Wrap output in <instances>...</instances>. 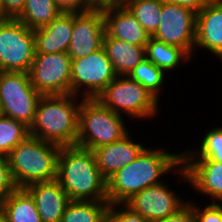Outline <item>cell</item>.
Returning a JSON list of instances; mask_svg holds the SVG:
<instances>
[{
  "label": "cell",
  "instance_id": "5b68a950",
  "mask_svg": "<svg viewBox=\"0 0 222 222\" xmlns=\"http://www.w3.org/2000/svg\"><path fill=\"white\" fill-rule=\"evenodd\" d=\"M124 116L116 114L96 98H83L79 110L76 145L94 150L111 144L129 133Z\"/></svg>",
  "mask_w": 222,
  "mask_h": 222
},
{
  "label": "cell",
  "instance_id": "603a6c76",
  "mask_svg": "<svg viewBox=\"0 0 222 222\" xmlns=\"http://www.w3.org/2000/svg\"><path fill=\"white\" fill-rule=\"evenodd\" d=\"M61 12L54 0H26L22 13L17 18L28 28L35 30L51 23Z\"/></svg>",
  "mask_w": 222,
  "mask_h": 222
},
{
  "label": "cell",
  "instance_id": "484cf974",
  "mask_svg": "<svg viewBox=\"0 0 222 222\" xmlns=\"http://www.w3.org/2000/svg\"><path fill=\"white\" fill-rule=\"evenodd\" d=\"M128 76L144 86L150 94L160 101L159 96L162 95L161 90L165 89L163 85L166 86L164 83H166L167 79V75L163 70L145 58Z\"/></svg>",
  "mask_w": 222,
  "mask_h": 222
},
{
  "label": "cell",
  "instance_id": "9a60e30c",
  "mask_svg": "<svg viewBox=\"0 0 222 222\" xmlns=\"http://www.w3.org/2000/svg\"><path fill=\"white\" fill-rule=\"evenodd\" d=\"M129 132L122 139L92 150L101 175L108 181L121 168L132 163L146 148L134 141Z\"/></svg>",
  "mask_w": 222,
  "mask_h": 222
},
{
  "label": "cell",
  "instance_id": "44dd1931",
  "mask_svg": "<svg viewBox=\"0 0 222 222\" xmlns=\"http://www.w3.org/2000/svg\"><path fill=\"white\" fill-rule=\"evenodd\" d=\"M0 213L8 222H42L35 200L25 188H17L5 197Z\"/></svg>",
  "mask_w": 222,
  "mask_h": 222
},
{
  "label": "cell",
  "instance_id": "d4e9b609",
  "mask_svg": "<svg viewBox=\"0 0 222 222\" xmlns=\"http://www.w3.org/2000/svg\"><path fill=\"white\" fill-rule=\"evenodd\" d=\"M161 0H126L125 7L152 37L160 25Z\"/></svg>",
  "mask_w": 222,
  "mask_h": 222
},
{
  "label": "cell",
  "instance_id": "277c9868",
  "mask_svg": "<svg viewBox=\"0 0 222 222\" xmlns=\"http://www.w3.org/2000/svg\"><path fill=\"white\" fill-rule=\"evenodd\" d=\"M60 148L57 144L29 135L10 151L7 159L17 188L55 180Z\"/></svg>",
  "mask_w": 222,
  "mask_h": 222
},
{
  "label": "cell",
  "instance_id": "9c48e42d",
  "mask_svg": "<svg viewBox=\"0 0 222 222\" xmlns=\"http://www.w3.org/2000/svg\"><path fill=\"white\" fill-rule=\"evenodd\" d=\"M116 76L102 47L88 56L71 60V94L97 98Z\"/></svg>",
  "mask_w": 222,
  "mask_h": 222
},
{
  "label": "cell",
  "instance_id": "f1b7e54d",
  "mask_svg": "<svg viewBox=\"0 0 222 222\" xmlns=\"http://www.w3.org/2000/svg\"><path fill=\"white\" fill-rule=\"evenodd\" d=\"M104 222H149L125 204H109Z\"/></svg>",
  "mask_w": 222,
  "mask_h": 222
},
{
  "label": "cell",
  "instance_id": "7c38bea8",
  "mask_svg": "<svg viewBox=\"0 0 222 222\" xmlns=\"http://www.w3.org/2000/svg\"><path fill=\"white\" fill-rule=\"evenodd\" d=\"M187 201L186 198L176 194V190L174 191L171 185L164 180L161 183L146 187L124 204L132 211L141 214L146 220L152 221L170 216Z\"/></svg>",
  "mask_w": 222,
  "mask_h": 222
},
{
  "label": "cell",
  "instance_id": "2e32d148",
  "mask_svg": "<svg viewBox=\"0 0 222 222\" xmlns=\"http://www.w3.org/2000/svg\"><path fill=\"white\" fill-rule=\"evenodd\" d=\"M198 48L222 59V0L207 2L196 14L194 53Z\"/></svg>",
  "mask_w": 222,
  "mask_h": 222
},
{
  "label": "cell",
  "instance_id": "30bf717a",
  "mask_svg": "<svg viewBox=\"0 0 222 222\" xmlns=\"http://www.w3.org/2000/svg\"><path fill=\"white\" fill-rule=\"evenodd\" d=\"M28 74L41 95L71 94V58L67 52L35 53Z\"/></svg>",
  "mask_w": 222,
  "mask_h": 222
},
{
  "label": "cell",
  "instance_id": "f35d334b",
  "mask_svg": "<svg viewBox=\"0 0 222 222\" xmlns=\"http://www.w3.org/2000/svg\"><path fill=\"white\" fill-rule=\"evenodd\" d=\"M206 2H216V1H219V0H205Z\"/></svg>",
  "mask_w": 222,
  "mask_h": 222
},
{
  "label": "cell",
  "instance_id": "4dcf8cb0",
  "mask_svg": "<svg viewBox=\"0 0 222 222\" xmlns=\"http://www.w3.org/2000/svg\"><path fill=\"white\" fill-rule=\"evenodd\" d=\"M16 189L17 186L11 175L8 159L5 156H0V203Z\"/></svg>",
  "mask_w": 222,
  "mask_h": 222
},
{
  "label": "cell",
  "instance_id": "d590c367",
  "mask_svg": "<svg viewBox=\"0 0 222 222\" xmlns=\"http://www.w3.org/2000/svg\"><path fill=\"white\" fill-rule=\"evenodd\" d=\"M163 3L177 4L198 13L206 5L205 0H161Z\"/></svg>",
  "mask_w": 222,
  "mask_h": 222
},
{
  "label": "cell",
  "instance_id": "e0dca14e",
  "mask_svg": "<svg viewBox=\"0 0 222 222\" xmlns=\"http://www.w3.org/2000/svg\"><path fill=\"white\" fill-rule=\"evenodd\" d=\"M102 16L104 37L116 38L133 45H146L149 41L150 35L125 6L103 10Z\"/></svg>",
  "mask_w": 222,
  "mask_h": 222
},
{
  "label": "cell",
  "instance_id": "8992f818",
  "mask_svg": "<svg viewBox=\"0 0 222 222\" xmlns=\"http://www.w3.org/2000/svg\"><path fill=\"white\" fill-rule=\"evenodd\" d=\"M116 114L133 119H150L159 114V101L129 76L116 78L96 98Z\"/></svg>",
  "mask_w": 222,
  "mask_h": 222
},
{
  "label": "cell",
  "instance_id": "5bb4252c",
  "mask_svg": "<svg viewBox=\"0 0 222 222\" xmlns=\"http://www.w3.org/2000/svg\"><path fill=\"white\" fill-rule=\"evenodd\" d=\"M193 192L222 203V163L207 158H182Z\"/></svg>",
  "mask_w": 222,
  "mask_h": 222
},
{
  "label": "cell",
  "instance_id": "7402d4cb",
  "mask_svg": "<svg viewBox=\"0 0 222 222\" xmlns=\"http://www.w3.org/2000/svg\"><path fill=\"white\" fill-rule=\"evenodd\" d=\"M146 59L154 63L158 68L166 74L175 70L180 65L191 62L192 58L181 48L168 45L153 37L145 45Z\"/></svg>",
  "mask_w": 222,
  "mask_h": 222
},
{
  "label": "cell",
  "instance_id": "52a82bcc",
  "mask_svg": "<svg viewBox=\"0 0 222 222\" xmlns=\"http://www.w3.org/2000/svg\"><path fill=\"white\" fill-rule=\"evenodd\" d=\"M42 95L35 90L28 73L0 72V114L30 127Z\"/></svg>",
  "mask_w": 222,
  "mask_h": 222
},
{
  "label": "cell",
  "instance_id": "6da1fadb",
  "mask_svg": "<svg viewBox=\"0 0 222 222\" xmlns=\"http://www.w3.org/2000/svg\"><path fill=\"white\" fill-rule=\"evenodd\" d=\"M172 172L179 181L183 180L189 185L181 151L172 153L167 152L165 147L148 146L132 163L121 168L107 181V201L109 204H124L146 187L163 182L164 176Z\"/></svg>",
  "mask_w": 222,
  "mask_h": 222
},
{
  "label": "cell",
  "instance_id": "836d02e7",
  "mask_svg": "<svg viewBox=\"0 0 222 222\" xmlns=\"http://www.w3.org/2000/svg\"><path fill=\"white\" fill-rule=\"evenodd\" d=\"M4 15L7 18L17 19L23 11L26 0H2Z\"/></svg>",
  "mask_w": 222,
  "mask_h": 222
},
{
  "label": "cell",
  "instance_id": "1f68e13d",
  "mask_svg": "<svg viewBox=\"0 0 222 222\" xmlns=\"http://www.w3.org/2000/svg\"><path fill=\"white\" fill-rule=\"evenodd\" d=\"M149 222H194L193 201L191 199L188 200L180 209L170 216Z\"/></svg>",
  "mask_w": 222,
  "mask_h": 222
},
{
  "label": "cell",
  "instance_id": "ffe728a7",
  "mask_svg": "<svg viewBox=\"0 0 222 222\" xmlns=\"http://www.w3.org/2000/svg\"><path fill=\"white\" fill-rule=\"evenodd\" d=\"M102 47L117 76H128L146 58L145 45H133L116 38L104 37Z\"/></svg>",
  "mask_w": 222,
  "mask_h": 222
},
{
  "label": "cell",
  "instance_id": "8d00e7d4",
  "mask_svg": "<svg viewBox=\"0 0 222 222\" xmlns=\"http://www.w3.org/2000/svg\"><path fill=\"white\" fill-rule=\"evenodd\" d=\"M5 19H8V18L4 15L3 1L0 0V21H3Z\"/></svg>",
  "mask_w": 222,
  "mask_h": 222
},
{
  "label": "cell",
  "instance_id": "7a4b0ae2",
  "mask_svg": "<svg viewBox=\"0 0 222 222\" xmlns=\"http://www.w3.org/2000/svg\"><path fill=\"white\" fill-rule=\"evenodd\" d=\"M56 180L72 201H107V181L89 149L62 146Z\"/></svg>",
  "mask_w": 222,
  "mask_h": 222
},
{
  "label": "cell",
  "instance_id": "e575fe53",
  "mask_svg": "<svg viewBox=\"0 0 222 222\" xmlns=\"http://www.w3.org/2000/svg\"><path fill=\"white\" fill-rule=\"evenodd\" d=\"M88 10H106L109 8L123 7L126 0H87Z\"/></svg>",
  "mask_w": 222,
  "mask_h": 222
},
{
  "label": "cell",
  "instance_id": "d6a6232c",
  "mask_svg": "<svg viewBox=\"0 0 222 222\" xmlns=\"http://www.w3.org/2000/svg\"><path fill=\"white\" fill-rule=\"evenodd\" d=\"M61 13H80L88 11L87 0H54Z\"/></svg>",
  "mask_w": 222,
  "mask_h": 222
},
{
  "label": "cell",
  "instance_id": "ba28073f",
  "mask_svg": "<svg viewBox=\"0 0 222 222\" xmlns=\"http://www.w3.org/2000/svg\"><path fill=\"white\" fill-rule=\"evenodd\" d=\"M35 52L34 30L18 19L0 21V72L28 73Z\"/></svg>",
  "mask_w": 222,
  "mask_h": 222
},
{
  "label": "cell",
  "instance_id": "4316f807",
  "mask_svg": "<svg viewBox=\"0 0 222 222\" xmlns=\"http://www.w3.org/2000/svg\"><path fill=\"white\" fill-rule=\"evenodd\" d=\"M198 148L182 152V158H207L222 163V127H214L203 134Z\"/></svg>",
  "mask_w": 222,
  "mask_h": 222
},
{
  "label": "cell",
  "instance_id": "4fadbf2b",
  "mask_svg": "<svg viewBox=\"0 0 222 222\" xmlns=\"http://www.w3.org/2000/svg\"><path fill=\"white\" fill-rule=\"evenodd\" d=\"M105 36L101 10L73 13V29L68 55L72 59L88 56L103 46Z\"/></svg>",
  "mask_w": 222,
  "mask_h": 222
},
{
  "label": "cell",
  "instance_id": "ac0fdd59",
  "mask_svg": "<svg viewBox=\"0 0 222 222\" xmlns=\"http://www.w3.org/2000/svg\"><path fill=\"white\" fill-rule=\"evenodd\" d=\"M25 189L34 198L42 222H60L71 200L56 179L33 183Z\"/></svg>",
  "mask_w": 222,
  "mask_h": 222
},
{
  "label": "cell",
  "instance_id": "f546056e",
  "mask_svg": "<svg viewBox=\"0 0 222 222\" xmlns=\"http://www.w3.org/2000/svg\"><path fill=\"white\" fill-rule=\"evenodd\" d=\"M209 203L201 208L193 202L194 222H222V203Z\"/></svg>",
  "mask_w": 222,
  "mask_h": 222
},
{
  "label": "cell",
  "instance_id": "8fae6325",
  "mask_svg": "<svg viewBox=\"0 0 222 222\" xmlns=\"http://www.w3.org/2000/svg\"><path fill=\"white\" fill-rule=\"evenodd\" d=\"M196 12L177 4L162 3L160 25L153 38L183 49L194 56Z\"/></svg>",
  "mask_w": 222,
  "mask_h": 222
},
{
  "label": "cell",
  "instance_id": "74e56055",
  "mask_svg": "<svg viewBox=\"0 0 222 222\" xmlns=\"http://www.w3.org/2000/svg\"><path fill=\"white\" fill-rule=\"evenodd\" d=\"M0 222H8L1 213H0Z\"/></svg>",
  "mask_w": 222,
  "mask_h": 222
},
{
  "label": "cell",
  "instance_id": "cb8c5ba5",
  "mask_svg": "<svg viewBox=\"0 0 222 222\" xmlns=\"http://www.w3.org/2000/svg\"><path fill=\"white\" fill-rule=\"evenodd\" d=\"M108 201H70L60 222H104Z\"/></svg>",
  "mask_w": 222,
  "mask_h": 222
},
{
  "label": "cell",
  "instance_id": "d6986e66",
  "mask_svg": "<svg viewBox=\"0 0 222 222\" xmlns=\"http://www.w3.org/2000/svg\"><path fill=\"white\" fill-rule=\"evenodd\" d=\"M73 29V13H61L48 25L35 29V53L67 52Z\"/></svg>",
  "mask_w": 222,
  "mask_h": 222
},
{
  "label": "cell",
  "instance_id": "3957f363",
  "mask_svg": "<svg viewBox=\"0 0 222 222\" xmlns=\"http://www.w3.org/2000/svg\"><path fill=\"white\" fill-rule=\"evenodd\" d=\"M82 99L73 94L42 95L29 135L61 147L75 146Z\"/></svg>",
  "mask_w": 222,
  "mask_h": 222
},
{
  "label": "cell",
  "instance_id": "83f0119b",
  "mask_svg": "<svg viewBox=\"0 0 222 222\" xmlns=\"http://www.w3.org/2000/svg\"><path fill=\"white\" fill-rule=\"evenodd\" d=\"M29 136V127L0 114V156L9 154L21 141Z\"/></svg>",
  "mask_w": 222,
  "mask_h": 222
}]
</instances>
